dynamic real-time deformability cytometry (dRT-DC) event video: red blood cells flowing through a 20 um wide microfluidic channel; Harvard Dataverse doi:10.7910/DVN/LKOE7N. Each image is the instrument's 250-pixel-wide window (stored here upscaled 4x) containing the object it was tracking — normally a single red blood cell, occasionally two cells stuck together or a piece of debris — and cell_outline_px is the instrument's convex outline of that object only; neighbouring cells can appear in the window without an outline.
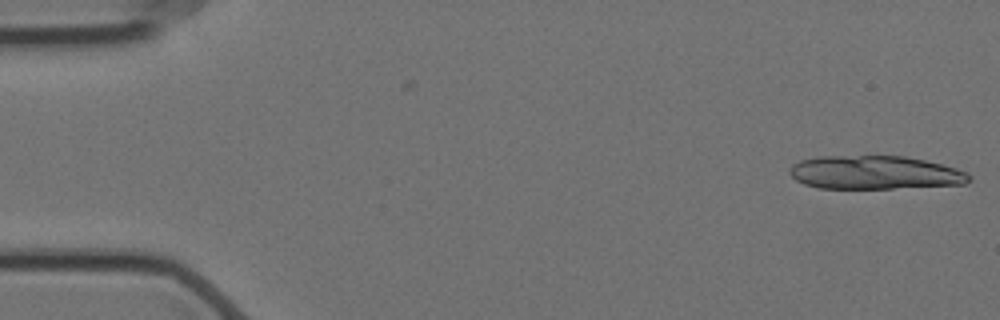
{"species": "Egyptian fruit bat (a non-hibernating species)", "species_latin": "Rousettus aegyptiacus", "temperature_condition": "cold", "stored_images_in_passage": 15, "camera_frame_rate_fps": 3000, "um_per_image_px": 0.085, "animal": {"sex": "female"}, "frame": {"image": 1, "passage_image": 1, "time_ms": 0.0, "image_size_px": [1000, 320], "cell_outline_px": [[972, 180], [964, 184], [892, 188], [816, 188], [804, 184], [796, 180], [788, 172], [788, 168], [792, 164], [800, 160], [816, 156], [904, 156], [924, 160], [956, 168], [968, 172], [972, 176]], "centroid_in_image_um": [74.34, 14.66], "position_along_channel_um": 10.7, "area_um2": 35.2}}